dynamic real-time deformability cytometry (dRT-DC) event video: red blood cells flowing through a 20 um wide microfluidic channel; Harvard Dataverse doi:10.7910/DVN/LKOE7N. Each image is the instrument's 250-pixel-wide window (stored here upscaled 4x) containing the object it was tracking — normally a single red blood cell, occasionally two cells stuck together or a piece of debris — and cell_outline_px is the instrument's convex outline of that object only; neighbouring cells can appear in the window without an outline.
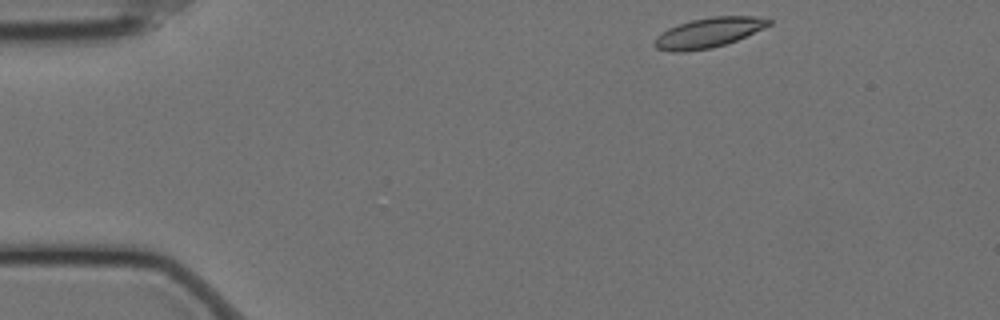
{"species": "Egyptian fruit bat (a non-hibernating species)", "species_latin": "Rousettus aegyptiacus", "temperature_condition": "cold", "stored_images_in_passage": 51, "camera_frame_rate_fps": 3000, "um_per_image_px": 0.085, "animal": {"sex": "female"}, "frame": {"image": 1, "passage_image": 1, "time_ms": 0.0, "image_size_px": [1000, 320], "cell_outline_px": [[772, 24], [764, 28], [736, 40], [712, 48], [680, 52], [672, 52], [656, 48], [652, 44], [652, 40], [660, 32], [676, 24], [692, 20], [712, 16], [752, 16], [772, 20]], "centroid_in_image_um": [60.16, 2.78], "position_along_channel_um": 24.8, "area_um2": 20.0}}
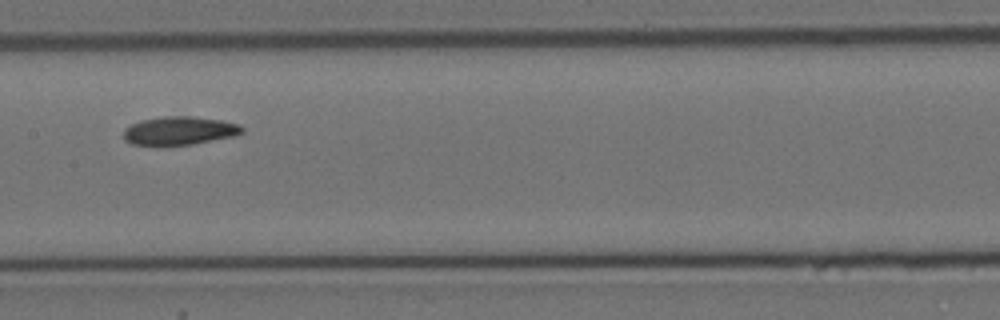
{"frame": {"image": 2, "passage_image": 22, "time_ms": 7.0, "image_size_px": [1000, 320], "cell_outline_px": [[244, 132], [236, 136], [192, 144], [164, 148], [160, 148], [132, 144], [124, 140], [124, 128], [140, 120], [164, 116], [188, 116], [220, 120], [240, 124], [244, 128]], "centroid_in_image_um": [15.22, 11.15], "position_along_channel_um": 192.2, "area_um2": 20.35}}
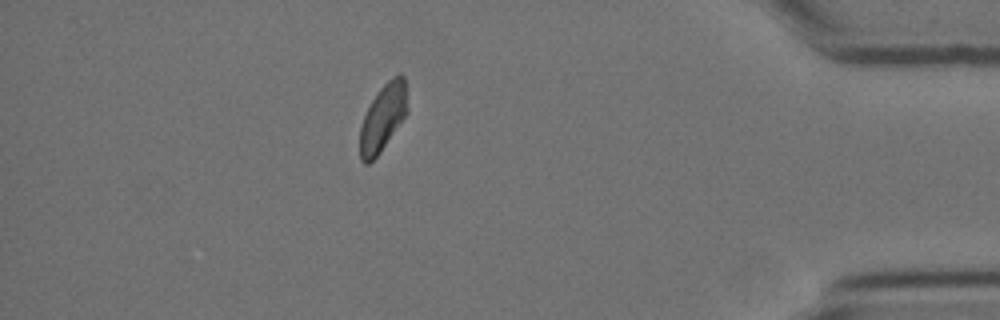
{"frame": {"image": 3, "passage_image": 44, "time_ms": 14.333, "image_size_px": [1000, 320], "cell_outline_px": [[408, 112], [380, 152], [368, 164], [364, 164], [360, 160], [360, 128], [364, 116], [372, 100], [380, 88], [392, 76], [400, 72], [404, 76], [408, 108]], "centroid_in_image_um": [32.56, 9.98], "position_along_channel_um": 402.6, "area_um2": 18.44}, "authors_computed_cell_mechanics": {"area_um2": 19.652, "velocity_mm_per_s": 3.4454, "shape_relaxation_time_tau1_ms": 4.8693, "shape_relaxation_time_tau2_ms": 3.2102, "deformation_change_tau1": 0.1327, "deformation_change_tau2": 0.0725}}